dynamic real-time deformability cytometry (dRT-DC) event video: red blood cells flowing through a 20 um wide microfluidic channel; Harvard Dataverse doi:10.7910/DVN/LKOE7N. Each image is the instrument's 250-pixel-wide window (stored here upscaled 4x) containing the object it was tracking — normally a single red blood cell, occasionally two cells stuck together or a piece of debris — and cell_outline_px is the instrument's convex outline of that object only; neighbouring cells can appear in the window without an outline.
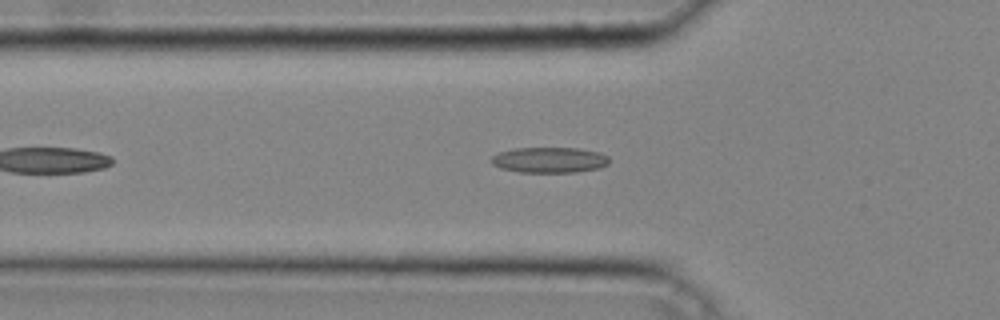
{"species": "common noctule bat (a hibernating species)", "species_latin": "Nyctalus noctula", "temperature_condition": "cold", "stored_images_in_passage": 26, "camera_frame_rate_fps": 3000, "um_per_image_px": 0.085, "animal": {"sex": "male", "body_mass_g": 20.4}, "frame": {"image": 1, "passage_image": 7, "time_ms": 2.0, "image_size_px": [1000, 320], "cell_outline_px": [[608, 164], [600, 168], [576, 172], [520, 172], [500, 168], [492, 164], [492, 156], [500, 152], [512, 148], [576, 148], [600, 152], [608, 156]], "centroid_in_image_um": [46.71, 13.59], "position_along_channel_um": 79.1, "area_um2": 17.57}}
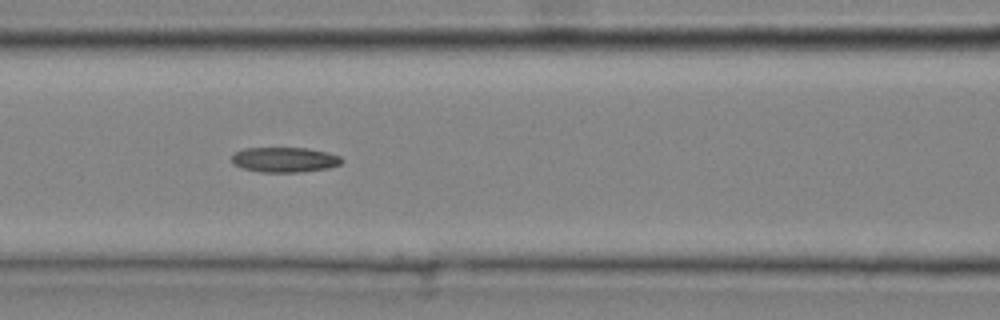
{"frame": {"image": 2, "passage_image": 11, "time_ms": 3.333, "image_size_px": [1000, 320], "cell_outline_px": [[344, 160], [340, 164], [328, 168], [300, 172], [260, 172], [240, 168], [232, 164], [232, 156], [236, 152], [244, 148], [308, 148], [328, 152], [340, 156]], "centroid_in_image_um": [24.18, 13.58], "position_along_channel_um": 142.4, "area_um2": 16.18}}
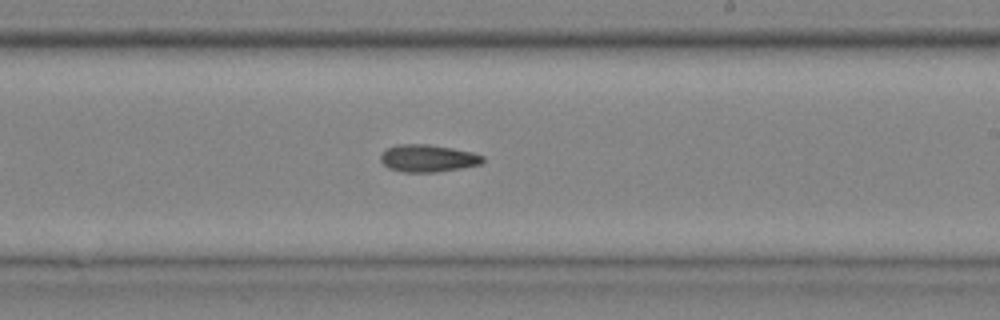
{"frame": {"image": 3, "passage_image": 18, "time_ms": 5.667, "image_size_px": [1000, 320], "cell_outline_px": [[484, 160], [480, 164], [460, 168], [436, 172], [400, 172], [388, 168], [380, 160], [380, 152], [384, 148], [396, 144], [428, 144], [452, 148], [472, 152], [484, 156]], "centroid_in_image_um": [36.3, 13.44], "position_along_channel_um": 252.7, "area_um2": 16.47}}